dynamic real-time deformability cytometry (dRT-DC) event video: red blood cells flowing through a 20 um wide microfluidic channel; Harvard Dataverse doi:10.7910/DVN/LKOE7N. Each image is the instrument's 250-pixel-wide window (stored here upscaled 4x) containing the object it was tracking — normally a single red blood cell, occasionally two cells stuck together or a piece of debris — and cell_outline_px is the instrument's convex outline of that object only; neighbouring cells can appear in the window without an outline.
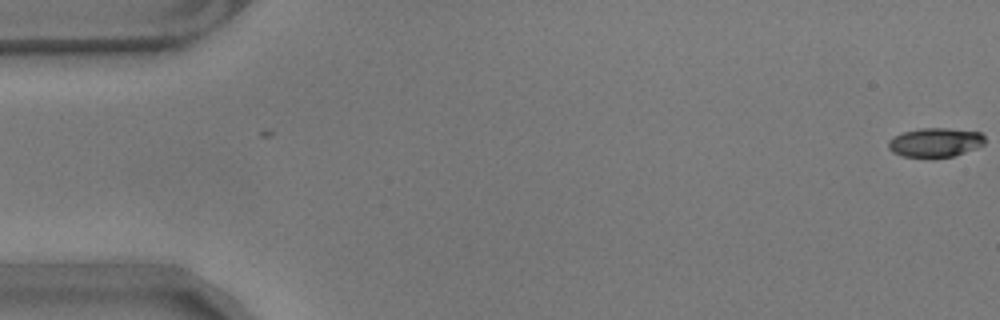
{"species": "common noctule bat (a hibernating species)", "species_latin": "Nyctalus noctula", "temperature_condition": "warm", "stored_images_in_passage": 3, "camera_frame_rate_fps": 3000, "um_per_image_px": 0.085, "animal": {"sex": "male", "body_mass_g": 17.9}, "frame": {"image": 1, "passage_image": 3, "time_ms": 0.667, "image_size_px": [1000, 320], "cell_outline_px": [[984, 144], [976, 148], [952, 156], [900, 156], [892, 152], [888, 148], [888, 140], [904, 132], [920, 128], [948, 128], [980, 132], [984, 136]], "centroid_in_image_um": [79.49, 12.09], "position_along_channel_um": 5.5, "area_um2": 16.07}}